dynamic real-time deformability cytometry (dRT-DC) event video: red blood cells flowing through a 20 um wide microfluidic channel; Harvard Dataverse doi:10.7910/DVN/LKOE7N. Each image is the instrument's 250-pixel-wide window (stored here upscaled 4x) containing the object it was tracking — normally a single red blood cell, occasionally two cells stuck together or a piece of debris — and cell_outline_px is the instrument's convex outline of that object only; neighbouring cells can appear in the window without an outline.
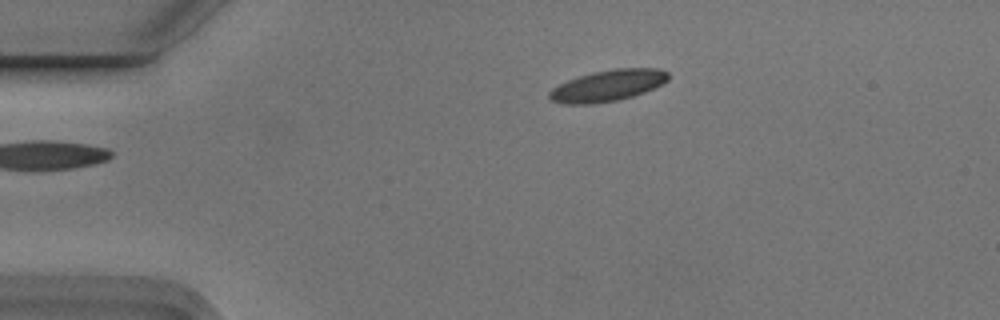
{"species": "Egyptian fruit bat (a non-hibernating species)", "species_latin": "Rousettus aegyptiacus", "temperature_condition": "cold", "stored_images_in_passage": 3, "camera_frame_rate_fps": 3000, "um_per_image_px": 0.085, "animal": {"sex": "male"}, "frame": {"image": 1, "passage_image": 1, "time_ms": 0.0, "image_size_px": [1000, 320], "cell_outline_px": [[668, 80], [644, 92], [620, 100], [592, 104], [564, 104], [552, 100], [548, 96], [548, 92], [552, 88], [568, 80], [592, 72], [616, 68], [660, 68], [668, 72]], "centroid_in_image_um": [51.65, 7.27], "position_along_channel_um": 33.3, "area_um2": 21.62}}
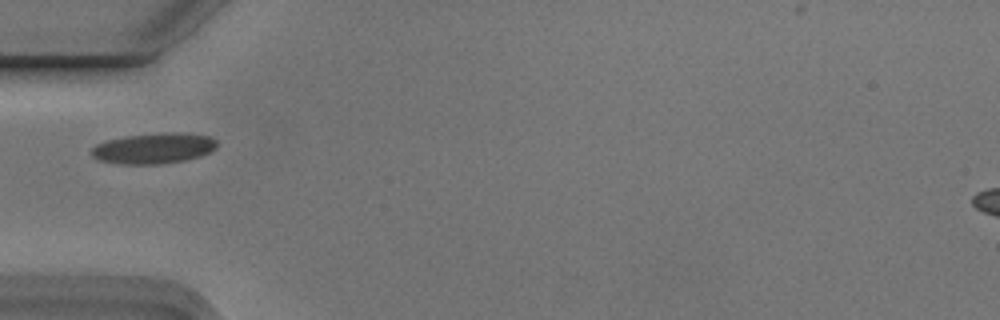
{"frame": {"image": 2, "passage_image": 3, "time_ms": 0.667, "image_size_px": [1000, 320], "cell_outline_px": [[216, 148], [200, 156], [184, 160], [160, 164], [120, 164], [100, 160], [92, 156], [88, 152], [96, 144], [108, 140], [124, 136], [168, 132], [184, 132], [208, 136], [216, 140]], "centroid_in_image_um": [13.04, 12.6], "position_along_channel_um": 72.0, "area_um2": 22.43}}